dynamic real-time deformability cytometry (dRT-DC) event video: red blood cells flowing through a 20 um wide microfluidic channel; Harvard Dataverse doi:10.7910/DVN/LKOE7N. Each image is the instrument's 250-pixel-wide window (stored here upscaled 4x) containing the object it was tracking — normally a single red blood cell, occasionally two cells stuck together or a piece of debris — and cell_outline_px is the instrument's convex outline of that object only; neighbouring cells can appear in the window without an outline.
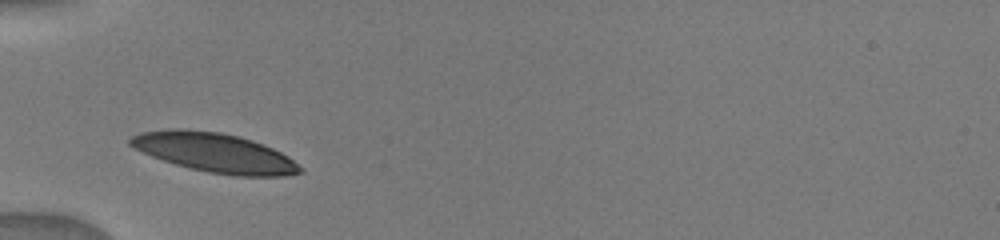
{"species": "human", "species_latin": "Homo sapiens", "temperature_condition": "warm", "stored_images_in_passage": 14, "camera_frame_rate_fps": 3000, "um_per_image_px": 0.085, "donor": {"sex": "male"}, "frame": {"image": 1, "passage_image": 1, "time_ms": 0.0, "image_size_px": [1000, 240], "cell_outline_px": [[304, 172], [284, 176], [236, 176], [208, 172], [188, 168], [152, 156], [128, 144], [128, 140], [132, 136], [140, 132], [168, 128], [184, 128], [220, 132], [240, 136], [264, 144], [288, 156], [304, 168]], "centroid_in_image_um": [18.27, 12.97], "position_along_channel_um": 66.7, "area_um2": 39.07}}
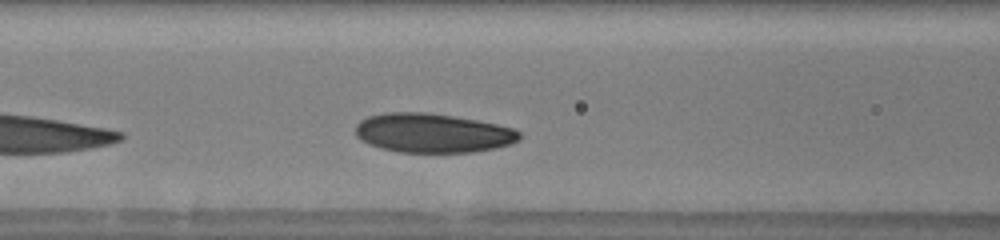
{"frame": {"image": 2, "passage_image": 5, "time_ms": 1.667, "image_size_px": [1000, 240], "cell_outline_px": [[520, 140], [512, 144], [496, 148], [472, 152], [400, 152], [380, 148], [368, 144], [360, 140], [356, 136], [356, 124], [360, 120], [368, 116], [384, 112], [428, 112], [476, 120], [496, 124], [512, 128], [520, 132]], "centroid_in_image_um": [36.75, 11.3], "position_along_channel_um": 129.8, "area_um2": 37.63}}